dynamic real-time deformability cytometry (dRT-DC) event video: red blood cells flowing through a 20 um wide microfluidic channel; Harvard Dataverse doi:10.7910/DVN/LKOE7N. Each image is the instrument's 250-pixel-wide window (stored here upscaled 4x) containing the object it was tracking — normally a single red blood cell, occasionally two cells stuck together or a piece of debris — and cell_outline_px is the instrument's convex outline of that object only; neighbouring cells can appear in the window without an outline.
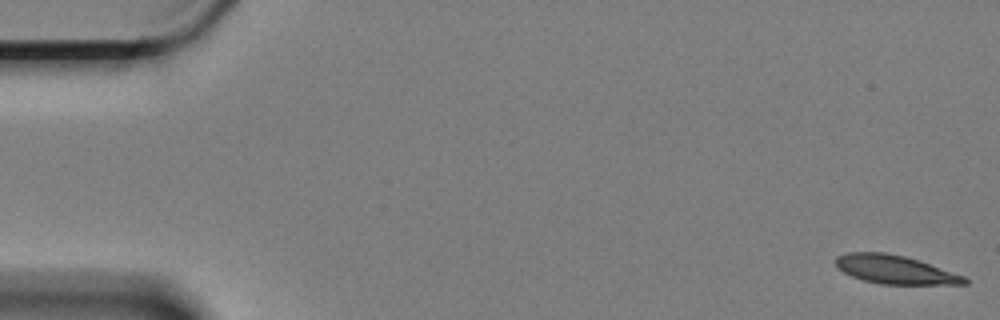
{"species": "Egyptian fruit bat (a non-hibernating species)", "species_latin": "Rousettus aegyptiacus", "temperature_condition": "cold", "stored_images_in_passage": 4, "camera_frame_rate_fps": 3000, "um_per_image_px": 0.085, "animal": {"sex": "female"}, "frame": {"image": 1, "passage_image": 1, "time_ms": 0.0, "image_size_px": [1000, 320], "cell_outline_px": [[968, 284], [880, 284], [864, 280], [852, 276], [836, 268], [836, 256], [848, 252], [884, 252], [904, 256], [964, 276], [968, 280]], "centroid_in_image_um": [76.02, 22.91], "position_along_channel_um": 9.0, "area_um2": 21.1}}